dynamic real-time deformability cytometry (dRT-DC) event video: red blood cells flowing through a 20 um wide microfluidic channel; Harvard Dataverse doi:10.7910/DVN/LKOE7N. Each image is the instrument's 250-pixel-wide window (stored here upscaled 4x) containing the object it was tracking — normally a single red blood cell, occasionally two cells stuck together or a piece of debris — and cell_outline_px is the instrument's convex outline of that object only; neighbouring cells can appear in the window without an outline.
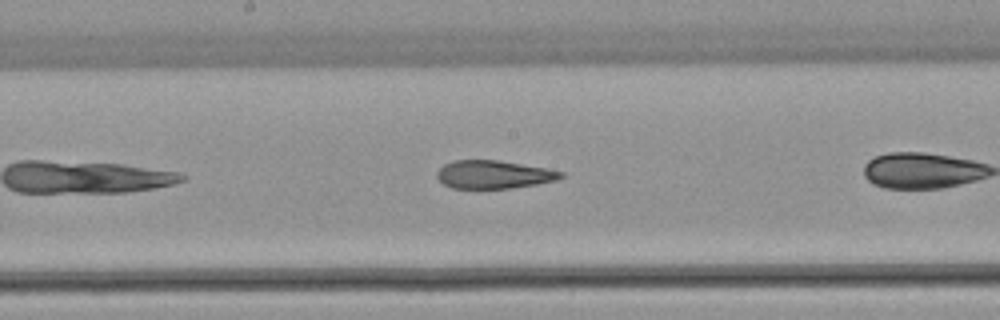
{"species": "common noctule bat (a hibernating species)", "species_latin": "Nyctalus noctula", "temperature_condition": "warm", "stored_images_in_passage": 16, "camera_frame_rate_fps": 3000, "um_per_image_px": 0.085, "animal": {"sex": "female", "body_mass_g": 22.7, "forearm_length_mm": 54.2}, "frame": {"image": 1, "passage_image": 12, "time_ms": 3.667, "image_size_px": [1000, 320], "cell_outline_px": [[564, 176], [556, 180], [536, 184], [512, 188], [452, 188], [444, 184], [436, 176], [436, 172], [444, 164], [452, 160], [500, 160], [548, 168], [564, 172]], "centroid_in_image_um": [41.97, 14.82], "position_along_channel_um": 206.2, "area_um2": 20.4}}